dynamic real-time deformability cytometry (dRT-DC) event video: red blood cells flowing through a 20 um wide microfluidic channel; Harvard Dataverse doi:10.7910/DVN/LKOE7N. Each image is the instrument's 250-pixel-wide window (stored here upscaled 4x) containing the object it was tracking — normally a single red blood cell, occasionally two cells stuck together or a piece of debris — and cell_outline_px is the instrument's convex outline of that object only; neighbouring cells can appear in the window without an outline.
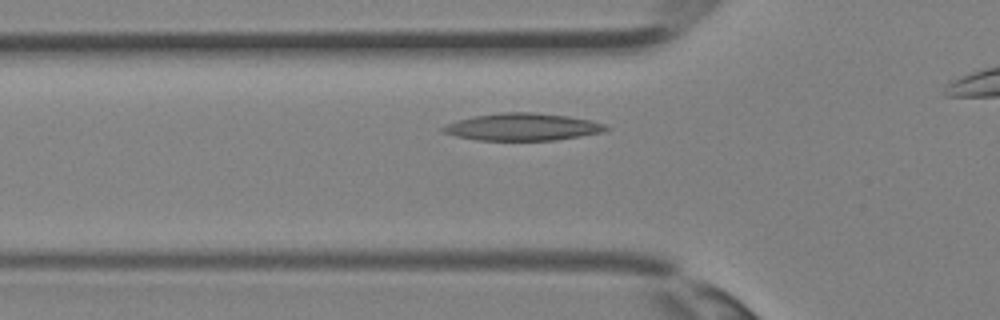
{"species": "Egyptian fruit bat (a non-hibernating species)", "species_latin": "Rousettus aegyptiacus", "temperature_condition": "room temperature", "stored_images_in_passage": 25, "camera_frame_rate_fps": 3000, "um_per_image_px": 0.085, "animal": {"sex": "female"}, "frame": {"image": 1, "passage_image": 6, "time_ms": 1.667, "image_size_px": [1000, 320], "cell_outline_px": [[612, 128], [604, 132], [556, 140], [476, 140], [456, 136], [440, 132], [440, 128], [456, 120], [476, 116], [500, 112], [532, 112], [568, 116], [592, 120], [604, 124]], "centroid_in_image_um": [44.43, 10.79], "position_along_channel_um": 81.4, "area_um2": 26.01}}
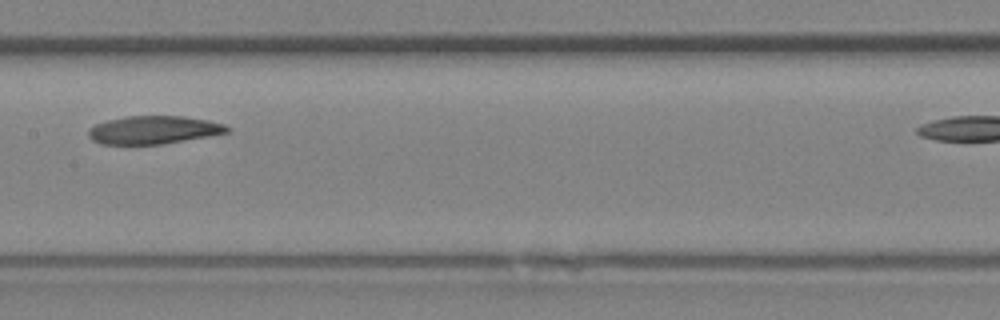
{"frame": {"image": 2, "passage_image": 12, "time_ms": 3.667, "image_size_px": [1000, 320], "cell_outline_px": [[232, 128], [228, 132], [208, 136], [160, 144], [100, 144], [92, 140], [88, 136], [88, 128], [96, 124], [108, 120], [128, 116], [184, 116], [208, 120], [224, 124]], "centroid_in_image_um": [13.05, 11.04], "position_along_channel_um": 194.4, "area_um2": 22.6}}
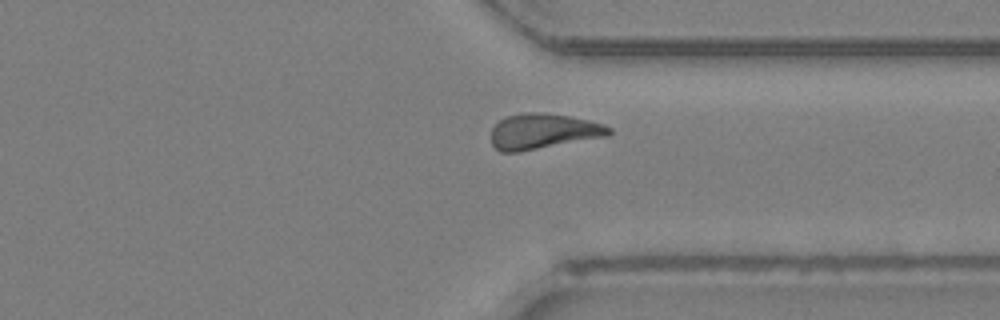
{"frame": {"image": 3, "passage_image": 21, "time_ms": 6.667, "image_size_px": [1000, 320], "cell_outline_px": [[612, 132], [608, 136], [520, 152], [500, 152], [492, 144], [492, 128], [500, 120], [508, 116], [528, 112], [544, 112], [572, 116], [604, 124], [612, 128]], "centroid_in_image_um": [46.2, 11.16], "position_along_channel_um": 365.2, "area_um2": 24.45}}